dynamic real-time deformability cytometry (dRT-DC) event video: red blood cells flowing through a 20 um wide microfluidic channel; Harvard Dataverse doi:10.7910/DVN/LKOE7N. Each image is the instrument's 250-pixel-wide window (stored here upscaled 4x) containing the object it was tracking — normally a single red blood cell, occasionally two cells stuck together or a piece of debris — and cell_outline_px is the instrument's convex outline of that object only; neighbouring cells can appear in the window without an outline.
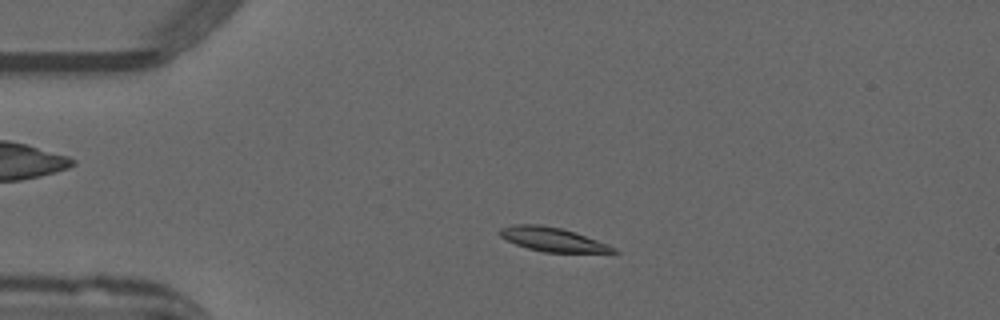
{"species": "common noctule bat (a hibernating species)", "species_latin": "Nyctalus noctula", "temperature_condition": "warm", "stored_images_in_passage": 49, "camera_frame_rate_fps": 3000, "um_per_image_px": 0.085, "animal": {"sex": "male", "forearm_length_mm": 52.5}, "frame": {"image": 1, "passage_image": 9, "time_ms": 2.667, "image_size_px": [1000, 320], "cell_outline_px": [[620, 252], [544, 252], [528, 248], [516, 244], [500, 236], [496, 232], [500, 228], [512, 224], [540, 224], [560, 228], [576, 232], [608, 244], [616, 248]], "centroid_in_image_um": [46.94, 20.33], "position_along_channel_um": 38.1, "area_um2": 15.84}}
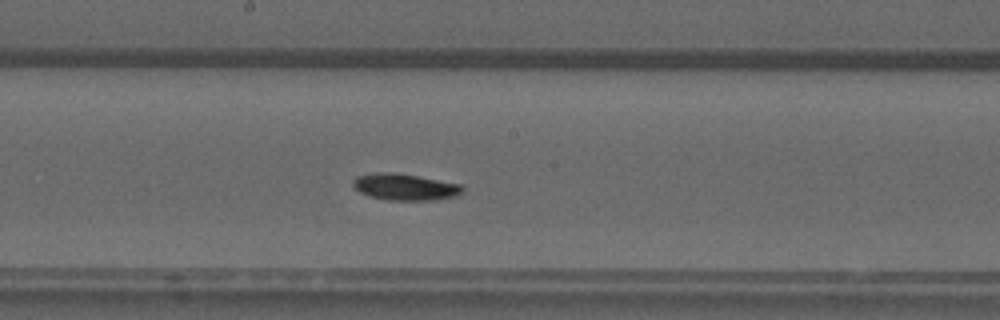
{"frame": {"image": 2, "passage_image": 25, "time_ms": 8.0, "image_size_px": [1000, 320], "cell_outline_px": [[464, 188], [456, 196], [440, 200], [388, 200], [368, 196], [360, 192], [352, 184], [352, 180], [356, 176], [376, 172], [392, 172], [464, 184]], "centroid_in_image_um": [34.43, 15.89], "position_along_channel_um": 213.8, "area_um2": 17.05}}
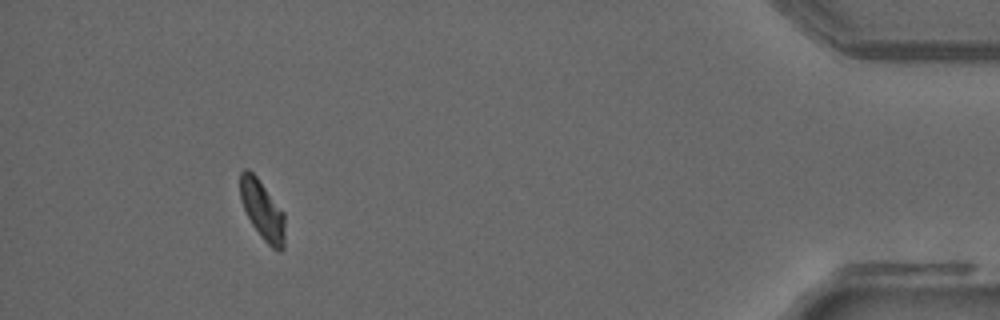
{"frame": {"image": 3, "passage_image": 45, "time_ms": 14.667, "image_size_px": [1000, 320], "cell_outline_px": [[284, 248], [280, 252], [272, 248], [264, 240], [252, 224], [240, 200], [240, 172], [244, 168], [248, 168], [256, 176], [284, 212]], "centroid_in_image_um": [22.3, 17.85], "position_along_channel_um": 412.9, "area_um2": 15.32}, "authors_computed_cell_mechanics": {"area_um2": 16.0106, "velocity_mm_per_s": 3.9576, "shape_relaxation_time_tau1_ms": 3.291, "shape_relaxation_time_tau2_ms": null, "deformation_change_tau1": 0.1332, "deformation_change_tau2": null}}